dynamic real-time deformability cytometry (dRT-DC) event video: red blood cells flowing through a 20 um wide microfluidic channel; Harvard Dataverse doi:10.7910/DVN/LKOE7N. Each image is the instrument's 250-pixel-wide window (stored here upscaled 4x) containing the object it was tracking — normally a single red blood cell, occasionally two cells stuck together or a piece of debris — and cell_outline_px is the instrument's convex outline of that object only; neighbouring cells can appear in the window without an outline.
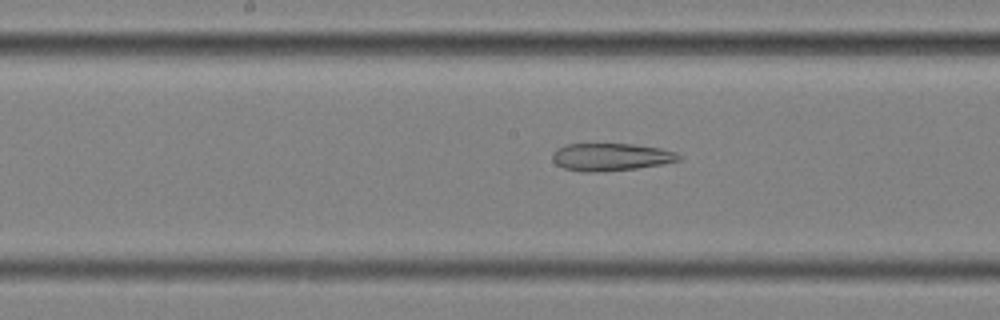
{"species": "common noctule bat (a hibernating species)", "species_latin": "Nyctalus noctula", "temperature_condition": "cold", "stored_images_in_passage": 54, "camera_frame_rate_fps": 3000, "um_per_image_px": 0.085, "animal": {"sex": "female", "body_mass_g": 25.1}, "frame": {"image": 1, "passage_image": 29, "time_ms": 9.333, "image_size_px": [1000, 320], "cell_outline_px": [[680, 160], [660, 164], [636, 168], [596, 172], [584, 172], [564, 168], [556, 164], [552, 160], [552, 152], [556, 148], [564, 144], [632, 144], [660, 148], [676, 152], [680, 156]], "centroid_in_image_um": [51.86, 13.33], "position_along_channel_um": 196.3, "area_um2": 20.23}}
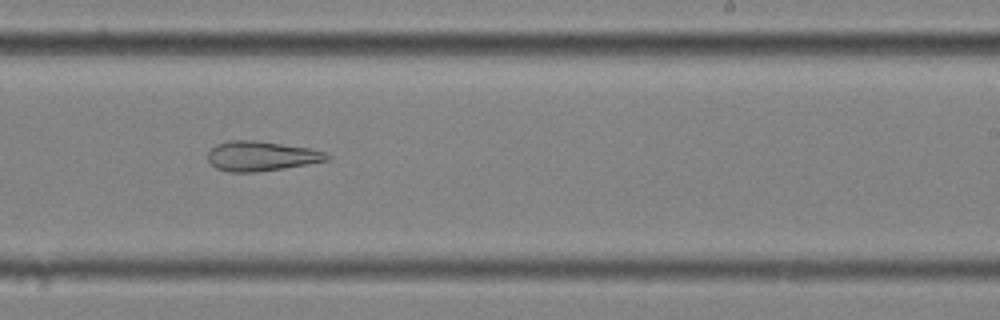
{"frame": {"image": 2, "passage_image": 35, "time_ms": 11.333, "image_size_px": [1000, 320], "cell_outline_px": [[332, 160], [284, 168], [256, 172], [228, 172], [216, 168], [208, 160], [208, 152], [216, 144], [228, 140], [256, 140], [308, 148], [324, 152], [332, 156]], "centroid_in_image_um": [22.22, 13.27], "position_along_channel_um": 266.8, "area_um2": 20.75}}
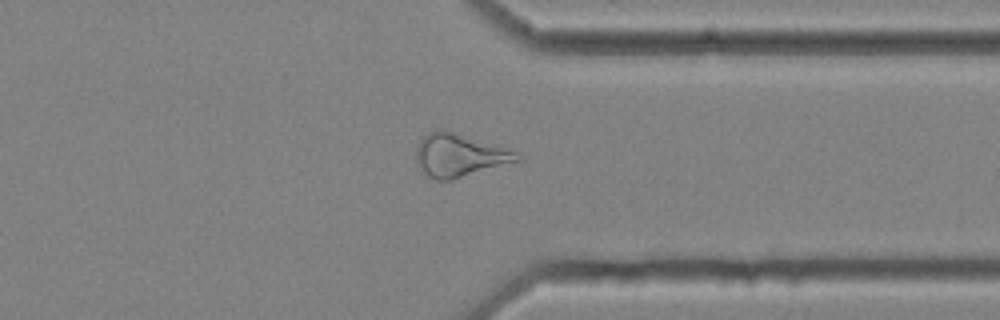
{"frame": {"image": 3, "passage_image": 44, "time_ms": 14.333, "image_size_px": [1000, 320], "cell_outline_px": [[524, 160], [452, 180], [436, 180], [428, 176], [424, 172], [416, 160], [416, 148], [420, 140], [428, 132], [436, 128], [440, 128], [500, 144], [520, 152]], "centroid_in_image_um": [39.14, 13.17], "position_along_channel_um": 372.3, "area_um2": 26.07}}